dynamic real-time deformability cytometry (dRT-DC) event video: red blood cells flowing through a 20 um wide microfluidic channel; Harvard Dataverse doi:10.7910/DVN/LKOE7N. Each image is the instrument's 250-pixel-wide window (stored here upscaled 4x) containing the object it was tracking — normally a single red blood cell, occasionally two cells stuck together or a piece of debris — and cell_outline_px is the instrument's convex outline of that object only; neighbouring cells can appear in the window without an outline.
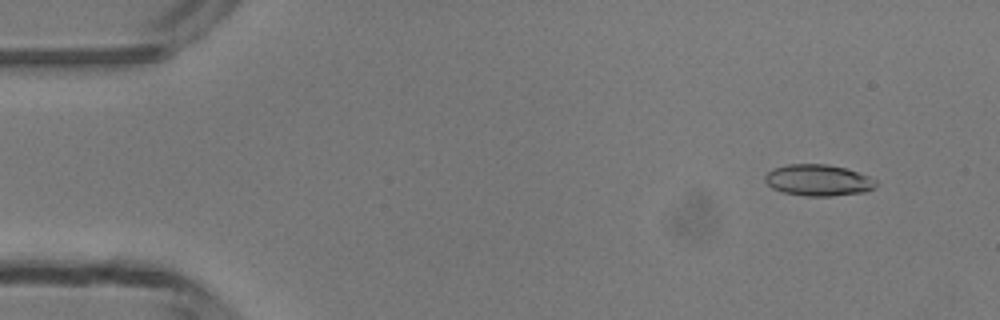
{"species": "common noctule bat (a hibernating species)", "species_latin": "Nyctalus noctula", "temperature_condition": "room temperature", "stored_images_in_passage": 48, "camera_frame_rate_fps": 3000, "um_per_image_px": 0.085, "animal": {"sex": "male", "body_mass_g": 13.3}, "frame": {"image": 1, "passage_image": 4, "time_ms": 1.0, "image_size_px": [1000, 320], "cell_outline_px": [[876, 184], [872, 188], [864, 192], [832, 196], [804, 196], [780, 192], [772, 188], [764, 180], [764, 176], [772, 168], [788, 164], [828, 164], [844, 168], [868, 176], [876, 180]], "centroid_in_image_um": [69.49, 15.32], "position_along_channel_um": 15.5, "area_um2": 20.29}}
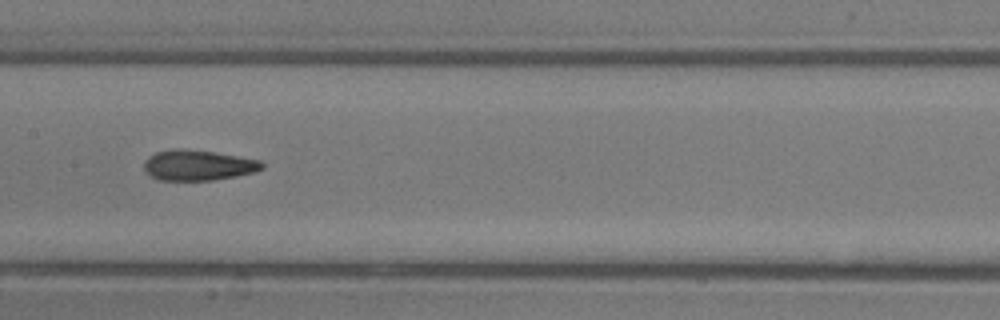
{"frame": {"image": 2, "passage_image": 24, "time_ms": 7.667, "image_size_px": [1000, 320], "cell_outline_px": [[264, 168], [252, 172], [236, 176], [212, 180], [160, 180], [144, 172], [144, 160], [148, 156], [156, 152], [176, 148], [184, 148], [216, 152], [260, 160], [264, 164]], "centroid_in_image_um": [16.81, 14.03], "position_along_channel_um": 190.6, "area_um2": 21.04}}
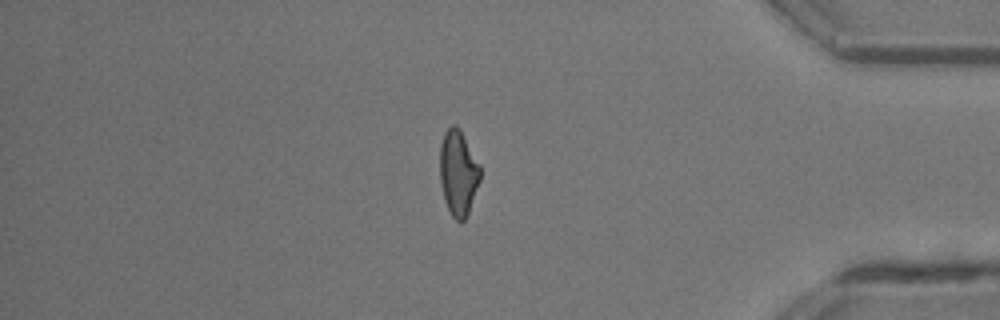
{"frame": {"image": 3, "passage_image": 41, "time_ms": 13.333, "image_size_px": [1000, 320], "cell_outline_px": [[480, 180], [468, 216], [460, 224], [452, 216], [444, 200], [440, 180], [440, 144], [444, 132], [452, 124], [456, 124], [460, 128], [480, 164]], "centroid_in_image_um": [38.95, 14.69], "position_along_channel_um": 396.2, "area_um2": 20.4}, "authors_computed_cell_mechanics": {"area_um2": 20.4323, "velocity_mm_per_s": 4.2351, "shape_relaxation_time_tau1_ms": 5.2863, "shape_relaxation_time_tau2_ms": 2.101, "deformation_change_tau1": 0.207, "deformation_change_tau2": 0.1109}}